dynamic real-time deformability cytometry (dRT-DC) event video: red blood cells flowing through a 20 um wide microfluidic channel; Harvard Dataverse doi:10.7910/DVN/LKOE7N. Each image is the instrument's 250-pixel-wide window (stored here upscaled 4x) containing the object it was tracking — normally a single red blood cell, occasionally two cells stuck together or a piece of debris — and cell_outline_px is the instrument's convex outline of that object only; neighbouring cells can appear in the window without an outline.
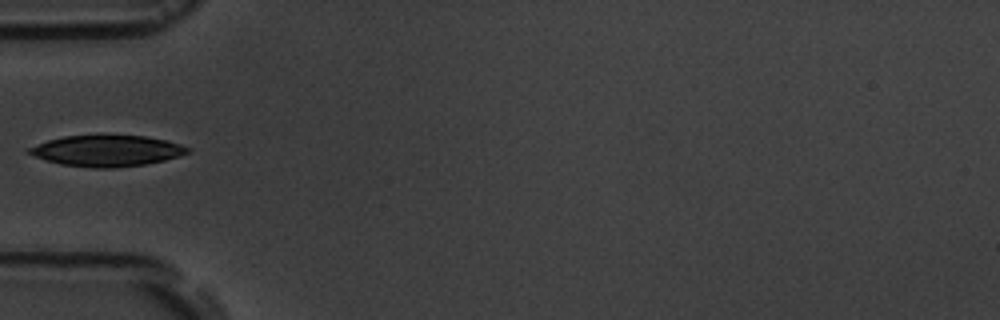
{"species": "common noctule bat (a hibernating species)", "species_latin": "Nyctalus noctula", "temperature_condition": "room temperature", "stored_images_in_passage": 5, "camera_frame_rate_fps": 3000, "um_per_image_px": 0.085, "animal": {"sex": "male", "body_mass_g": 19.5, "forearm_length_mm": 54.6}, "frame": {"image": 1, "passage_image": 4, "time_ms": 4.333, "image_size_px": [1000, 320], "cell_outline_px": [[192, 148], [188, 152], [180, 156], [164, 160], [144, 164], [116, 168], [92, 168], [60, 164], [44, 160], [24, 152], [24, 148], [48, 140], [64, 136], [144, 136], [164, 140], [180, 144]], "centroid_in_image_um": [9.02, 12.83], "position_along_channel_um": 76.0, "area_um2": 28.73}}
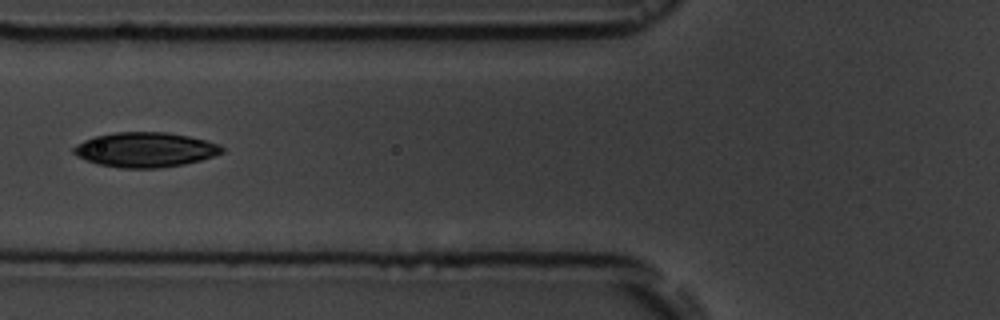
{"frame": {"image": 2, "passage_image": 5, "time_ms": 5.333, "image_size_px": [1000, 320], "cell_outline_px": [[224, 152], [200, 160], [184, 164], [156, 168], [120, 168], [100, 164], [76, 156], [72, 152], [72, 148], [84, 140], [96, 136], [116, 132], [168, 132], [188, 136], [220, 144], [224, 148]], "centroid_in_image_um": [12.35, 12.72], "position_along_channel_um": 113.5, "area_um2": 29.88}}